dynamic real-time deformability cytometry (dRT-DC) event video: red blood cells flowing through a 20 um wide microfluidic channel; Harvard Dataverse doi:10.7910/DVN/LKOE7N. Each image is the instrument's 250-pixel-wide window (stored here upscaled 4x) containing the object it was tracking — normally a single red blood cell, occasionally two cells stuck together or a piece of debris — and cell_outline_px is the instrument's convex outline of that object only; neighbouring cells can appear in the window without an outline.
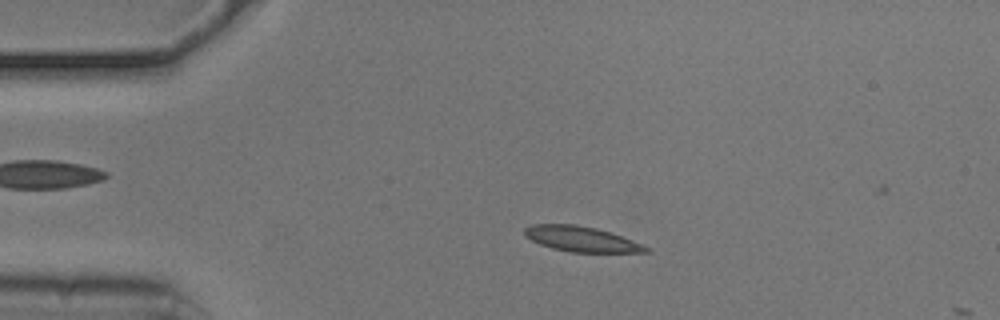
{"species": "common noctule bat (a hibernating species)", "species_latin": "Nyctalus noctula", "temperature_condition": "cold", "stored_images_in_passage": 14, "camera_frame_rate_fps": 3000, "um_per_image_px": 0.085, "animal": {"sex": "male", "body_mass_g": 20.5, "forearm_length_mm": 52.5}, "frame": {"image": 1, "passage_image": 11, "time_ms": 3.333, "image_size_px": [1000, 320], "cell_outline_px": [[652, 252], [572, 252], [552, 248], [540, 244], [524, 236], [524, 228], [532, 224], [576, 224], [596, 228], [644, 244], [652, 248]], "centroid_in_image_um": [49.43, 20.32], "position_along_channel_um": 35.6, "area_um2": 17.86}}